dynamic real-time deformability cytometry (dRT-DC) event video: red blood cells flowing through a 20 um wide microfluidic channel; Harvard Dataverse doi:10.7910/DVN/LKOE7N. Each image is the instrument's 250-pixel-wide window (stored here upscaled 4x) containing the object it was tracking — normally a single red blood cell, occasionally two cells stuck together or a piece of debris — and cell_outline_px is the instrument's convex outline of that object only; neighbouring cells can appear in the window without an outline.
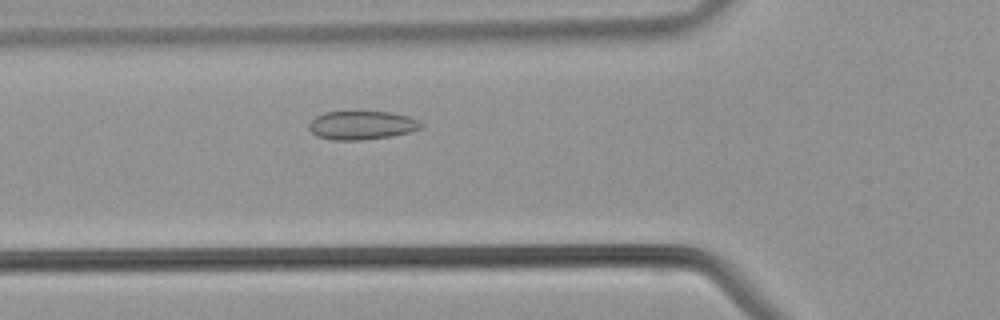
{"species": "common noctule bat (a hibernating species)", "species_latin": "Nyctalus noctula", "temperature_condition": "warm", "stored_images_in_passage": 36, "camera_frame_rate_fps": 3000, "um_per_image_px": 0.085, "animal": {"sex": "male", "body_mass_g": 21.5, "forearm_length_mm": 52.0}, "frame": {"image": 1, "passage_image": 9, "time_ms": 2.667, "image_size_px": [1000, 320], "cell_outline_px": [[424, 124], [420, 128], [408, 132], [392, 136], [360, 140], [328, 140], [316, 136], [308, 128], [308, 124], [316, 116], [324, 112], [392, 112], [408, 116]], "centroid_in_image_um": [30.71, 10.65], "position_along_channel_um": 95.1, "area_um2": 18.67}}
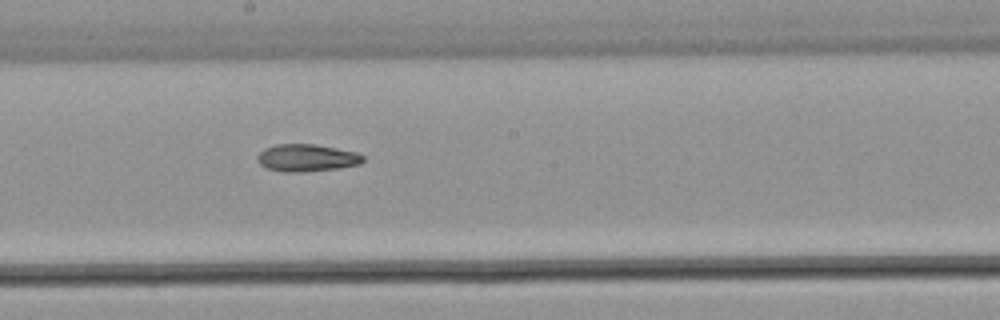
{"frame": {"image": 2, "passage_image": 17, "time_ms": 5.333, "image_size_px": [1000, 320], "cell_outline_px": [[364, 160], [360, 164], [340, 168], [300, 172], [284, 172], [268, 168], [260, 164], [256, 160], [256, 156], [264, 148], [276, 144], [316, 144], [356, 152], [364, 156]], "centroid_in_image_um": [26.06, 13.41], "position_along_channel_um": 222.1, "area_um2": 16.88}}
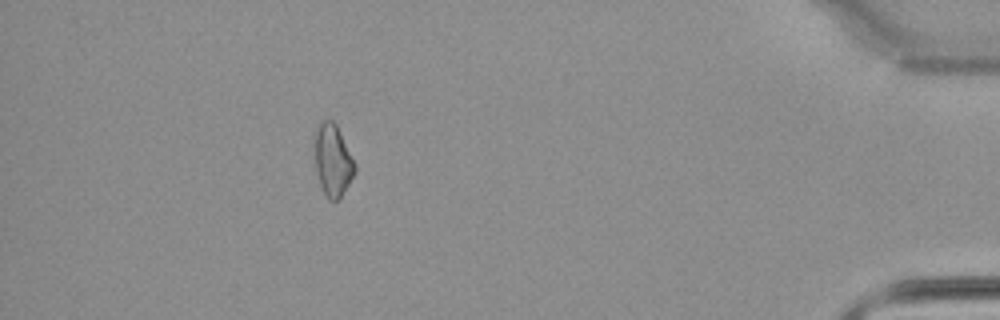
{"frame": {"image": 3, "passage_image": 32, "time_ms": 10.333, "image_size_px": [1000, 320], "cell_outline_px": [[356, 172], [340, 200], [328, 200], [320, 184], [316, 172], [312, 140], [312, 136], [316, 128], [324, 120], [332, 120], [336, 124], [356, 164]], "centroid_in_image_um": [28.26, 13.62], "position_along_channel_um": 406.9, "area_um2": 17.34}}